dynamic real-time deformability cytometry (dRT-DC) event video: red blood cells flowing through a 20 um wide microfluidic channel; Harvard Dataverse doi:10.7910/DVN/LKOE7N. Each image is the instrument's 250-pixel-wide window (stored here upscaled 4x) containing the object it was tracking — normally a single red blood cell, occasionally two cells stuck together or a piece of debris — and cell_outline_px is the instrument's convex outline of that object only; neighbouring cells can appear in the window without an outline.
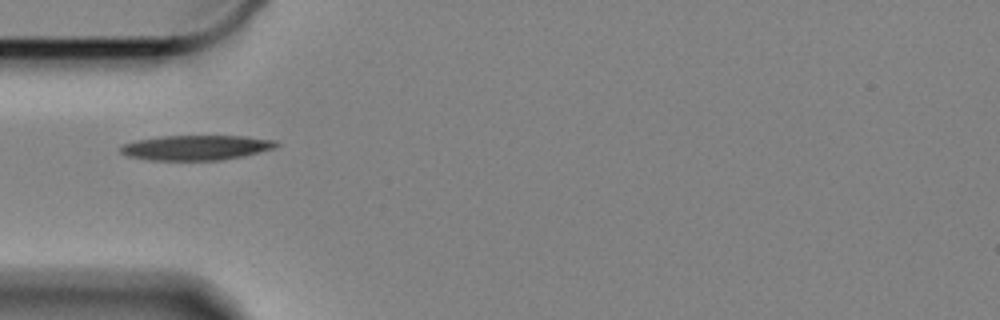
{"species": "Egyptian fruit bat (a non-hibernating species)", "species_latin": "Rousettus aegyptiacus", "temperature_condition": "cold", "stored_images_in_passage": 42, "camera_frame_rate_fps": 3000, "um_per_image_px": 0.085, "animal": {"sex": "female"}, "frame": {"image": 1, "passage_image": 1, "time_ms": 0.0, "image_size_px": [1000, 320], "cell_outline_px": [[280, 144], [272, 148], [240, 156], [220, 160], [152, 160], [128, 156], [120, 152], [120, 148], [124, 144], [136, 140], [164, 136], [244, 136], [276, 140]], "centroid_in_image_um": [16.64, 12.54], "position_along_channel_um": 68.4, "area_um2": 22.25}}
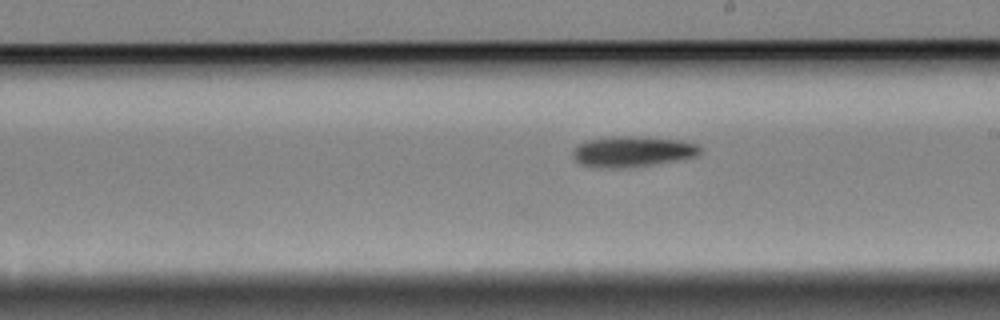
{"frame": {"image": 2, "passage_image": 16, "time_ms": 5.0, "image_size_px": [1000, 320], "cell_outline_px": [[700, 152], [696, 156], [676, 160], [620, 168], [600, 168], [580, 164], [572, 156], [572, 152], [580, 144], [588, 140], [612, 136], [648, 136], [680, 140], [696, 144], [700, 148]], "centroid_in_image_um": [53.73, 12.86], "position_along_channel_um": 235.3, "area_um2": 22.54}}
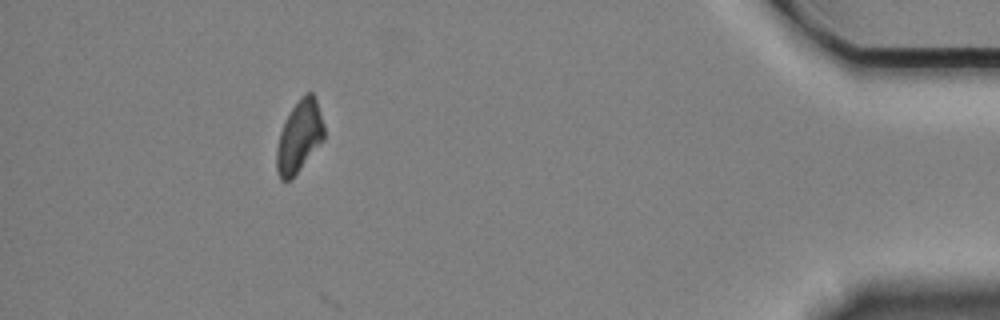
{"frame": {"image": 3, "passage_image": 37, "time_ms": 12.0, "image_size_px": [1000, 320], "cell_outline_px": [[324, 140], [300, 168], [288, 180], [280, 180], [276, 172], [276, 148], [280, 132], [292, 108], [304, 92], [312, 92], [316, 100], [324, 124]], "centroid_in_image_um": [25.43, 11.59], "position_along_channel_um": 409.8, "area_um2": 19.59}, "authors_computed_cell_mechanics": {"area_um2": 21.4727, "velocity_mm_per_s": 3.3229, "shape_relaxation_time_tau1_ms": 4.4768, "shape_relaxation_time_tau2_ms": null, "deformation_change_tau1": 0.1357, "deformation_change_tau2": null}}